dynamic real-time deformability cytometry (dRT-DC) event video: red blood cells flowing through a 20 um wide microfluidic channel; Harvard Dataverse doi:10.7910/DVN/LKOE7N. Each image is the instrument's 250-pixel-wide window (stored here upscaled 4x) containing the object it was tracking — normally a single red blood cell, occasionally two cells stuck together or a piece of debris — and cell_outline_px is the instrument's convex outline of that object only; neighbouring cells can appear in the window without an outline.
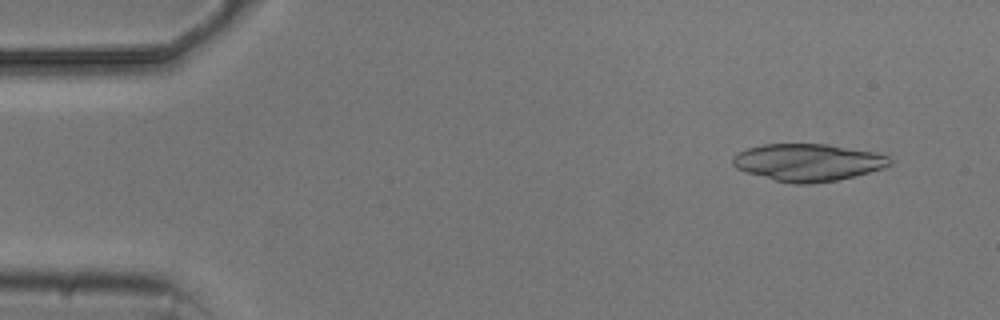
{"species": "common noctule bat (a hibernating species)", "species_latin": "Nyctalus noctula", "temperature_condition": "cold", "stored_images_in_passage": 4, "camera_frame_rate_fps": 3000, "um_per_image_px": 0.085, "animal": {"sex": "male", "body_mass_g": 20.5, "forearm_length_mm": 52.5}, "frame": {"image": 1, "passage_image": 1, "time_ms": 0.0, "image_size_px": [1000, 320], "cell_outline_px": [[892, 164], [884, 168], [856, 176], [836, 180], [812, 184], [792, 184], [776, 180], [748, 172], [736, 168], [732, 164], [732, 156], [736, 152], [748, 148], [764, 144], [828, 144], [876, 152], [888, 156], [892, 160]], "centroid_in_image_um": [68.7, 13.8], "position_along_channel_um": 16.3, "area_um2": 34.28}}